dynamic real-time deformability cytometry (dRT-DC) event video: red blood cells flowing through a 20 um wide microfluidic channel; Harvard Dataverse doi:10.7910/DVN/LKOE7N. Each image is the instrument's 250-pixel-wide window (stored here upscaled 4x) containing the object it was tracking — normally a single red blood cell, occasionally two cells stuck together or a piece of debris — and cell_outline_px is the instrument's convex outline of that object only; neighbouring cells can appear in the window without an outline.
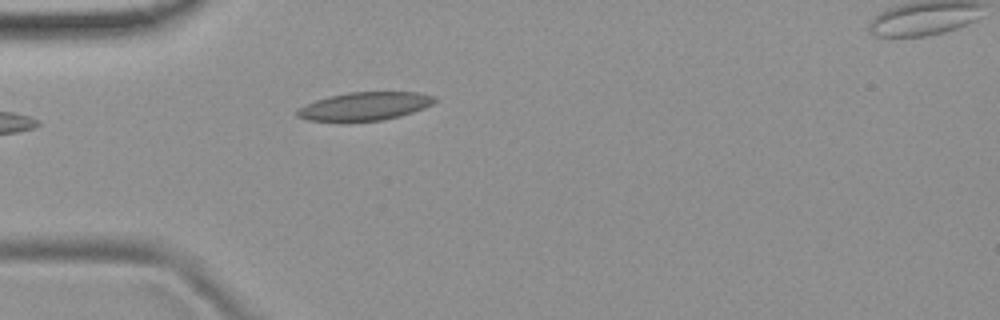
{"species": "common noctule bat (a hibernating species)", "species_latin": "Nyctalus noctula", "temperature_condition": "room temperature", "stored_images_in_passage": 2, "camera_frame_rate_fps": 3000, "um_per_image_px": 0.085, "animal": {"sex": "female", "body_mass_g": 19.9}, "frame": {"image": 1, "passage_image": 1, "time_ms": 0.0, "image_size_px": [1000, 320], "cell_outline_px": [[436, 100], [432, 104], [424, 108], [400, 116], [384, 120], [348, 124], [308, 120], [296, 116], [296, 112], [304, 104], [328, 96], [348, 92], [420, 92], [436, 96]], "centroid_in_image_um": [30.96, 9.07], "position_along_channel_um": 54.0, "area_um2": 23.47}}